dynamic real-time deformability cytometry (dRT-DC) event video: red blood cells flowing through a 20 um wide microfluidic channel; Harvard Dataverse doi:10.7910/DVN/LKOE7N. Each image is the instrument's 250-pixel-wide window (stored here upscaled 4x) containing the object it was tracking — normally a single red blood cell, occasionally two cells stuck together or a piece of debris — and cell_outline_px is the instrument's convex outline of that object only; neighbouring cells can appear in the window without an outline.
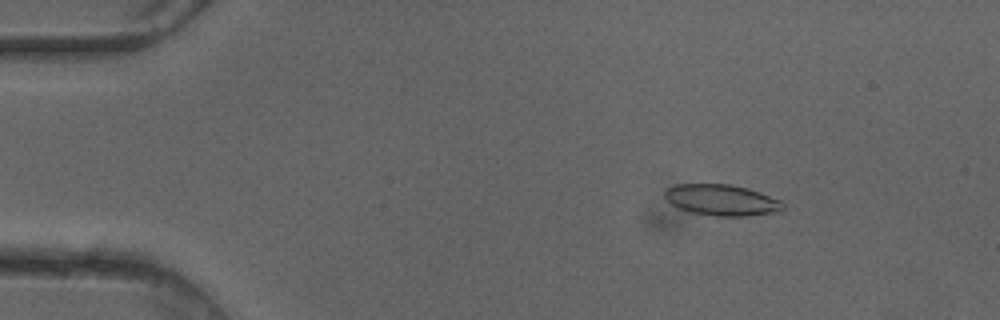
{"species": "common noctule bat (a hibernating species)", "species_latin": "Nyctalus noctula", "temperature_condition": "cold", "stored_images_in_passage": 51, "camera_frame_rate_fps": 3000, "um_per_image_px": 0.085, "animal": {"sex": "female"}, "frame": {"image": 1, "passage_image": 8, "time_ms": 2.333, "image_size_px": [1000, 320], "cell_outline_px": [[784, 208], [776, 212], [748, 216], [716, 216], [692, 212], [680, 208], [672, 204], [664, 196], [664, 192], [668, 188], [676, 184], [728, 184], [748, 188], [760, 192], [780, 200], [784, 204]], "centroid_in_image_um": [61.36, 17.0], "position_along_channel_um": 23.6, "area_um2": 21.27}}
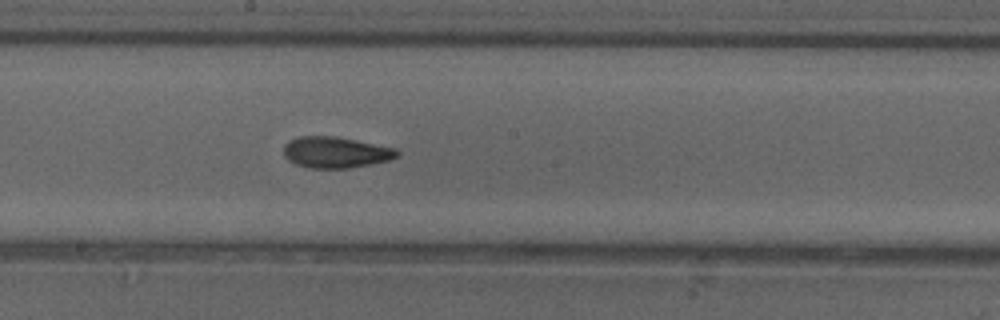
{"frame": {"image": 2, "passage_image": 28, "time_ms": 9.0, "image_size_px": [1000, 320], "cell_outline_px": [[400, 152], [396, 156], [388, 160], [372, 164], [348, 168], [308, 168], [296, 164], [288, 160], [284, 156], [284, 144], [288, 140], [296, 136], [336, 136], [396, 148]], "centroid_in_image_um": [28.49, 12.94], "position_along_channel_um": 219.7, "area_um2": 20.69}}
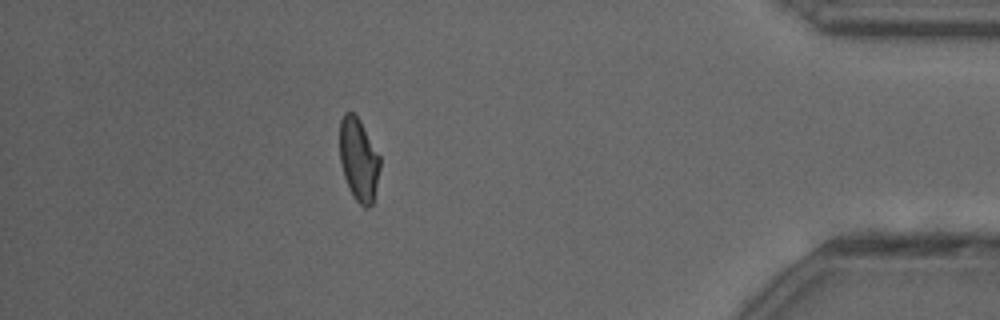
{"frame": {"image": 3, "passage_image": 45, "time_ms": 14.667, "image_size_px": [1000, 320], "cell_outline_px": [[380, 168], [372, 204], [368, 208], [364, 208], [352, 196], [344, 176], [340, 160], [340, 120], [344, 112], [352, 112], [360, 120], [380, 156]], "centroid_in_image_um": [30.48, 13.56], "position_along_channel_um": 404.7, "area_um2": 19.36}, "authors_computed_cell_mechanics": {"area_um2": 20.4612, "velocity_mm_per_s": 4.1015, "shape_relaxation_time_tau1_ms": 7.2829, "shape_relaxation_time_tau2_ms": 2.8312, "deformation_change_tau1": 0.1715, "deformation_change_tau2": 0.0846}}